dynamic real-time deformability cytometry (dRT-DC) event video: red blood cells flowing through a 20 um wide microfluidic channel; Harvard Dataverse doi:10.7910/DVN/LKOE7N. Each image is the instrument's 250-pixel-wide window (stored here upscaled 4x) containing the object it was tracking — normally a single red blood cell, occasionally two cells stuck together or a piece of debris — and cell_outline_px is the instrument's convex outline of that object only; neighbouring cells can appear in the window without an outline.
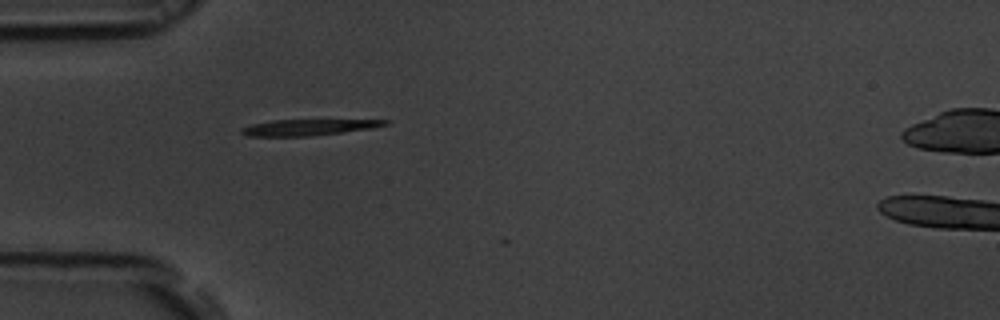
{"species": "common noctule bat (a hibernating species)", "species_latin": "Nyctalus noctula", "temperature_condition": "room temperature", "stored_images_in_passage": 11, "camera_frame_rate_fps": 3000, "um_per_image_px": 0.085, "animal": {"sex": "male", "body_mass_g": 19.5, "forearm_length_mm": 54.6}, "frame": {"image": 1, "passage_image": 1, "time_ms": 0.0, "image_size_px": [1000, 320], "cell_outline_px": [[392, 120], [388, 124], [372, 128], [312, 136], [248, 136], [240, 132], [240, 128], [252, 124], [272, 120]], "centroid_in_image_um": [26.19, 10.82], "position_along_channel_um": 58.8, "area_um2": 13.35}}
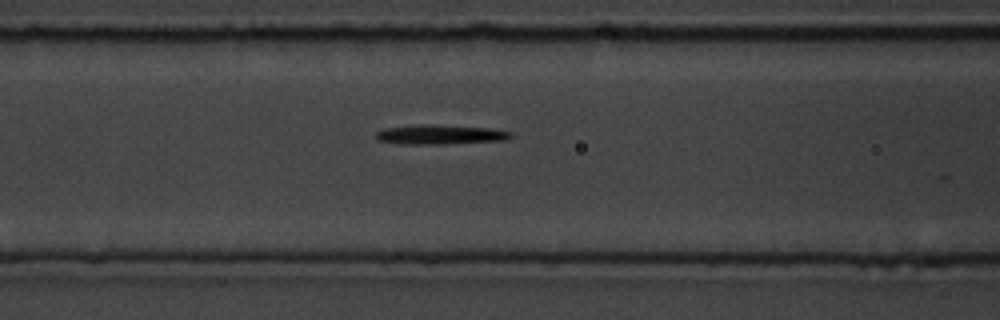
{"frame": {"image": 2, "passage_image": 7, "time_ms": 2.0, "image_size_px": [1000, 320], "cell_outline_px": [[512, 136], [504, 140], [444, 144], [400, 144], [376, 140], [376, 132], [384, 128], [420, 124], [432, 124], [488, 128], [512, 132]], "centroid_in_image_um": [37.36, 11.44], "position_along_channel_um": 129.2, "area_um2": 15.37}}
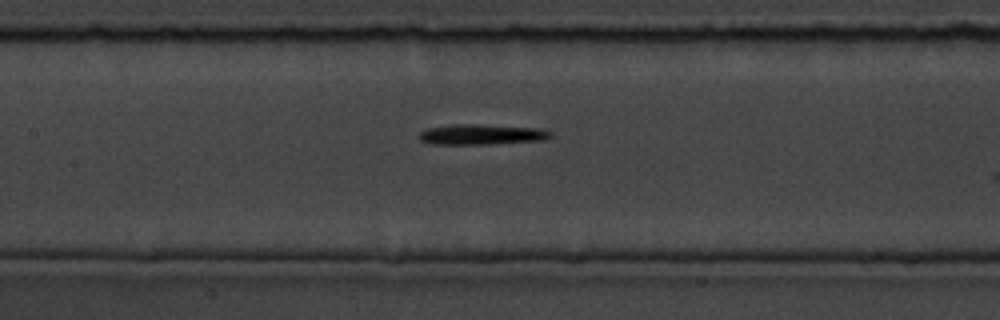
{"frame": {"image": 3, "passage_image": 10, "time_ms": 3.0, "image_size_px": [1000, 320], "cell_outline_px": [[552, 136], [544, 140], [492, 144], [432, 144], [420, 140], [416, 136], [420, 132], [428, 128], [456, 124], [476, 124], [536, 128], [552, 132]], "centroid_in_image_um": [40.9, 11.43], "position_along_channel_um": 166.5, "area_um2": 15.61}}